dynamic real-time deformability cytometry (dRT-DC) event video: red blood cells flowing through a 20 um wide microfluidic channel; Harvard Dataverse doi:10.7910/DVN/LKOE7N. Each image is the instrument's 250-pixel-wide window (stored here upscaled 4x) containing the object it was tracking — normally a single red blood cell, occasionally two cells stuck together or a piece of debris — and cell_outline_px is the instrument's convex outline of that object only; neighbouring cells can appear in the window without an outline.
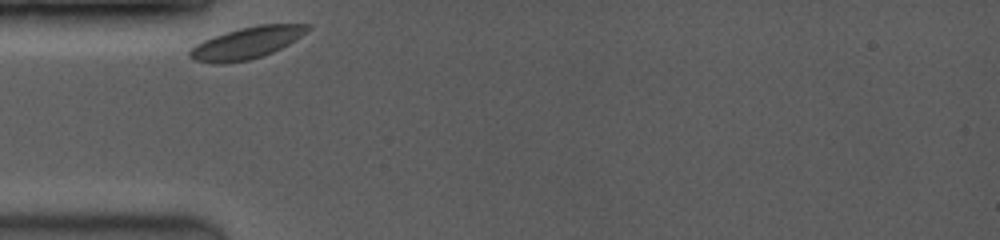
{"species": "common noctule bat (a hibernating species)", "species_latin": "Nyctalus noctula", "temperature_condition": "room temperature", "stored_images_in_passage": 35, "camera_frame_rate_fps": 3500, "um_per_image_px": 0.085, "animal": {"sex": "female", "body_mass_g": 19.0, "forearm_length_mm": 53.3}, "frame": {"image": 1, "passage_image": 1, "time_ms": 0.0, "image_size_px": [1000, 240], "cell_outline_px": [[312, 28], [288, 44], [272, 52], [248, 60], [224, 64], [216, 64], [192, 60], [188, 56], [188, 52], [196, 44], [212, 36], [240, 28], [256, 24], [312, 24]], "centroid_in_image_um": [20.94, 3.65], "position_along_channel_um": 64.1, "area_um2": 21.79}}
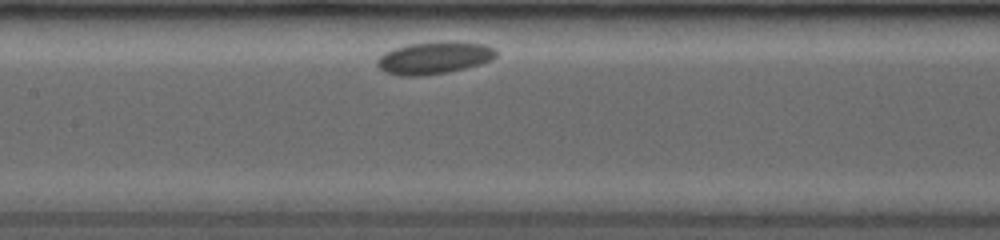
{"frame": {"image": 2, "passage_image": 12, "time_ms": 3.143, "image_size_px": [1000, 240], "cell_outline_px": [[496, 56], [492, 60], [480, 64], [448, 72], [420, 76], [400, 76], [384, 72], [376, 64], [376, 60], [384, 52], [392, 48], [408, 44], [444, 40], [456, 40], [484, 44], [496, 48]], "centroid_in_image_um": [36.9, 4.89], "position_along_channel_um": 170.5, "area_um2": 22.89}}
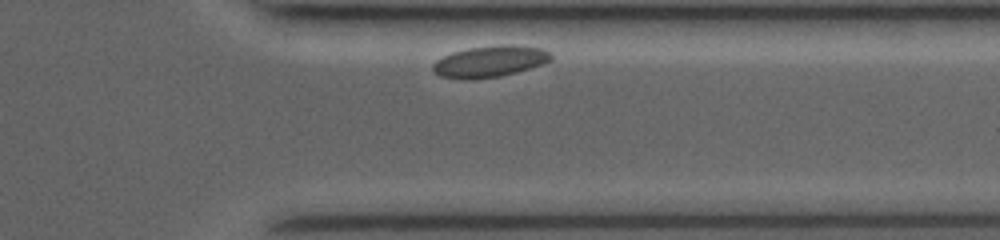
{"frame": {"image": 3, "passage_image": 32, "time_ms": 8.857, "image_size_px": [1000, 240], "cell_outline_px": [[552, 60], [544, 64], [516, 72], [500, 76], [468, 80], [460, 80], [440, 76], [432, 68], [432, 64], [436, 60], [452, 52], [468, 48], [496, 44], [516, 44], [544, 48], [552, 56]], "centroid_in_image_um": [41.66, 5.21], "position_along_channel_um": 369.7, "area_um2": 21.96}}